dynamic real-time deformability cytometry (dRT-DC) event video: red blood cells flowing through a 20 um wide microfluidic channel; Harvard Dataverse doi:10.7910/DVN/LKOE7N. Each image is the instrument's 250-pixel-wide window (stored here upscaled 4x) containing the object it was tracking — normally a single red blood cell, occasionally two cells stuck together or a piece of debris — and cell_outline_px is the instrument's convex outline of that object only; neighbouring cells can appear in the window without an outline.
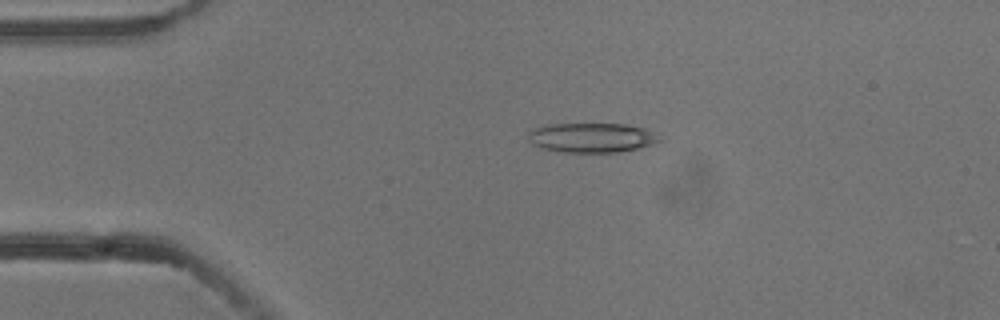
{"species": "common noctule bat (a hibernating species)", "species_latin": "Nyctalus noctula", "temperature_condition": "cold", "stored_images_in_passage": 4, "camera_frame_rate_fps": 3000, "um_per_image_px": 0.085, "animal": {"sex": "male", "body_mass_g": 13.3}, "frame": {"image": 1, "passage_image": 3, "time_ms": 0.667, "image_size_px": [1000, 320], "cell_outline_px": [[660, 140], [652, 144], [620, 152], [560, 152], [544, 148], [532, 144], [528, 140], [528, 132], [536, 128], [548, 124], [624, 124], [644, 128]], "centroid_in_image_um": [50.21, 11.7], "position_along_channel_um": 34.8, "area_um2": 22.2}}